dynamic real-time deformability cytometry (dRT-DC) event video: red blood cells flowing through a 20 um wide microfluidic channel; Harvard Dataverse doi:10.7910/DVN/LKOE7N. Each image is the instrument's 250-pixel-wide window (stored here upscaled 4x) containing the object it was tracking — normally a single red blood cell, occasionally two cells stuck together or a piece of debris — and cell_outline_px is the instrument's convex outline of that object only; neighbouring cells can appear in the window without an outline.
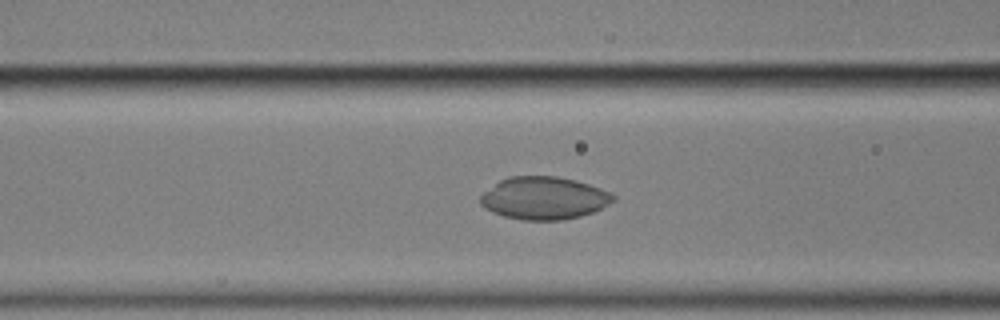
{"species": "common noctule bat (a hibernating species)", "species_latin": "Nyctalus noctula", "temperature_condition": "cold", "stored_images_in_passage": 57, "camera_frame_rate_fps": 3000, "um_per_image_px": 0.085, "animal": {"sex": "male", "body_mass_g": 17.9}, "frame": {"image": 1, "passage_image": 23, "time_ms": 7.333, "image_size_px": [1000, 320], "cell_outline_px": [[616, 200], [592, 212], [580, 216], [560, 220], [524, 220], [504, 216], [492, 212], [484, 208], [480, 204], [480, 196], [484, 192], [500, 180], [508, 176], [556, 176], [576, 180], [600, 188], [616, 196]], "centroid_in_image_um": [46.22, 16.83], "position_along_channel_um": 120.4, "area_um2": 32.89}}
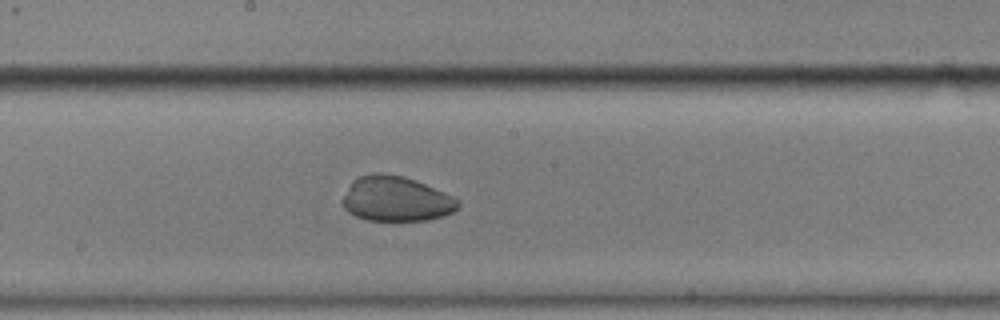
{"frame": {"image": 2, "passage_image": 31, "time_ms": 10.0, "image_size_px": [1000, 320], "cell_outline_px": [[460, 208], [444, 216], [428, 220], [368, 220], [356, 216], [348, 212], [344, 208], [344, 196], [352, 180], [360, 176], [372, 172], [380, 172], [404, 176], [416, 180], [444, 192], [460, 200]], "centroid_in_image_um": [33.7, 16.9], "position_along_channel_um": 214.5, "area_um2": 30.35}}
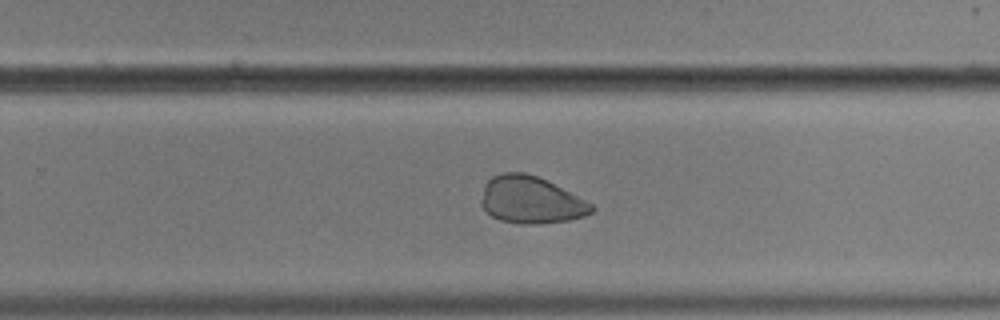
{"frame": {"image": 3, "passage_image": 37, "time_ms": 12.0, "image_size_px": [1000, 320], "cell_outline_px": [[596, 208], [592, 212], [584, 216], [568, 220], [540, 224], [520, 224], [500, 220], [492, 216], [480, 204], [480, 200], [484, 184], [492, 176], [504, 172], [524, 172], [536, 176], [592, 204]], "centroid_in_image_um": [45.07, 17.01], "position_along_channel_um": 284.7, "area_um2": 30.0}}